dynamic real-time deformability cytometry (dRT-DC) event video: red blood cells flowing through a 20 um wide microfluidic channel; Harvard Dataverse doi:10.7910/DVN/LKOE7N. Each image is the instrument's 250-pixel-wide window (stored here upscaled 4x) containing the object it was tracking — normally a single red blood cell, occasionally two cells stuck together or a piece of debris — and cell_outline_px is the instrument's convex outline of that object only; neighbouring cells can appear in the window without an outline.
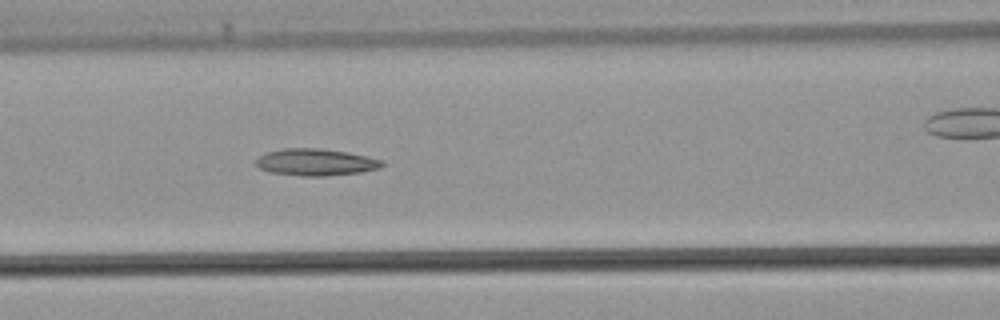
{"species": "common noctule bat (a hibernating species)", "species_latin": "Nyctalus noctula", "temperature_condition": "warm", "stored_images_in_passage": 32, "camera_frame_rate_fps": 3000, "um_per_image_px": 0.085, "animal": {"sex": "male", "body_mass_g": 21.5, "forearm_length_mm": 52.0}, "frame": {"image": 1, "passage_image": 10, "time_ms": 3.0, "image_size_px": [1000, 320], "cell_outline_px": [[384, 164], [380, 168], [360, 172], [324, 176], [304, 176], [272, 172], [260, 168], [256, 164], [256, 160], [260, 156], [268, 152], [284, 148], [316, 148], [348, 152], [384, 160]], "centroid_in_image_um": [26.87, 13.78], "position_along_channel_um": 139.7, "area_um2": 19.54}}